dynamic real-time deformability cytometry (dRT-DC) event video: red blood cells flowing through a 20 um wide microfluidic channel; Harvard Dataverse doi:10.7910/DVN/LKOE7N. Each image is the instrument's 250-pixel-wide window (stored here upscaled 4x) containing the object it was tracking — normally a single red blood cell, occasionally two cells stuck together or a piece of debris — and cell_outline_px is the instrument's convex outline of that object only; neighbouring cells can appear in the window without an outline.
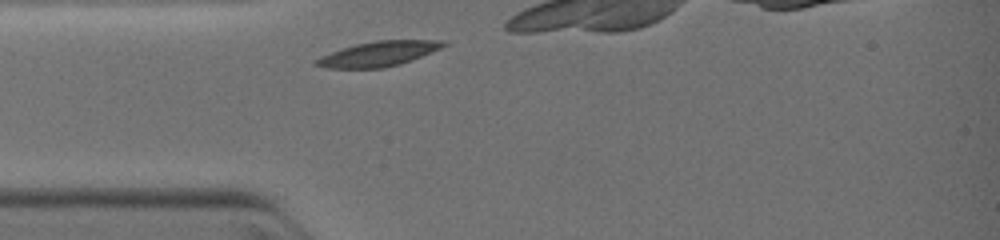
{"species": "common noctule bat (a hibernating species)", "species_latin": "Nyctalus noctula", "temperature_condition": "warm", "stored_images_in_passage": 3, "segment_of_instrument_passage": [1, 2], "camera_frame_rate_fps": 3000, "um_per_image_px": 0.085, "animal": {"sex": "female", "body_mass_g": 19.0, "forearm_length_mm": 51.5}, "frame": {"image": 1, "passage_image": 1, "time_ms": 0.0, "image_size_px": [1000, 240], "cell_outline_px": [[448, 44], [440, 48], [412, 60], [400, 64], [384, 68], [324, 68], [312, 64], [312, 60], [320, 56], [356, 44], [376, 40], [444, 40]], "centroid_in_image_um": [32.13, 4.58], "position_along_channel_um": 52.9, "area_um2": 18.5}}